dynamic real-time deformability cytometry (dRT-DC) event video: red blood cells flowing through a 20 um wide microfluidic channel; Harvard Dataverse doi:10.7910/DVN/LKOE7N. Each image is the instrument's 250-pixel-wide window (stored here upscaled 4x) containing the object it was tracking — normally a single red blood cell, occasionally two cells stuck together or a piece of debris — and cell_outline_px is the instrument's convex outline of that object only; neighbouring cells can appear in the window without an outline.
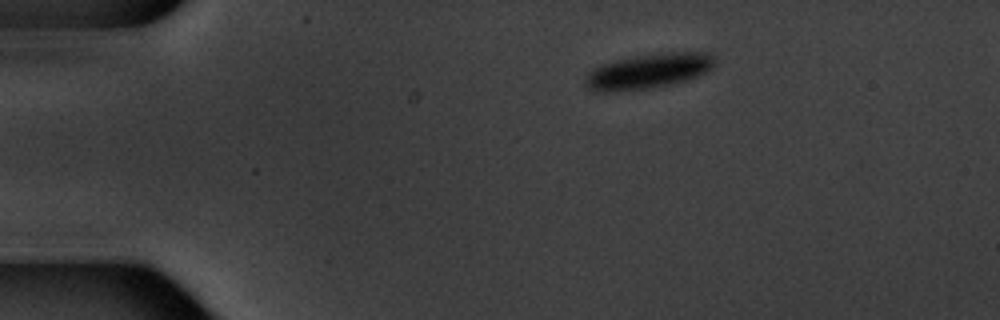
{"species": "common noctule bat (a hibernating species)", "species_latin": "Nyctalus noctula", "temperature_condition": "warm", "stored_images_in_passage": 3, "camera_frame_rate_fps": 3000, "um_per_image_px": 0.085, "animal": {"sex": "male", "body_mass_g": 20.1, "forearm_length_mm": 53.5}, "frame": {"image": 1, "passage_image": 1, "time_ms": 0.0, "image_size_px": [1000, 320], "cell_outline_px": [[716, 64], [712, 68], [696, 76], [672, 84], [648, 88], [612, 92], [596, 92], [588, 88], [584, 84], [584, 80], [588, 72], [604, 64], [616, 60], [632, 56], [664, 52], [708, 52], [716, 60]], "centroid_in_image_um": [55.1, 6.04], "position_along_channel_um": 29.9, "area_um2": 26.36}}